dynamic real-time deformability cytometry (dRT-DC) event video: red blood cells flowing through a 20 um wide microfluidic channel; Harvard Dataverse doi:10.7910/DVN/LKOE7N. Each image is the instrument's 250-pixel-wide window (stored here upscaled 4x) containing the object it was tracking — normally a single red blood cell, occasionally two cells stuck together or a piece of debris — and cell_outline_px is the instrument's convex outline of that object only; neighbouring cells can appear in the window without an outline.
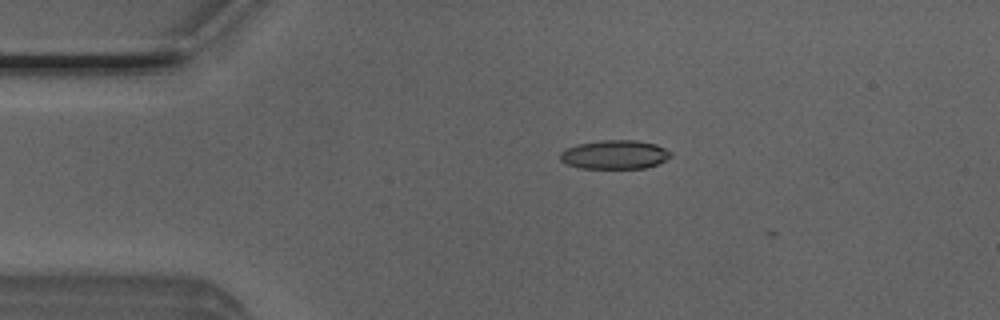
{"species": "Egyptian fruit bat (a non-hibernating species)", "species_latin": "Rousettus aegyptiacus", "temperature_condition": "room temperature", "stored_images_in_passage": 4, "camera_frame_rate_fps": 3000, "um_per_image_px": 0.085, "animal": {"sex": "male"}, "frame": {"image": 1, "passage_image": 3, "time_ms": 0.667, "image_size_px": [1000, 320], "cell_outline_px": [[672, 156], [656, 164], [644, 168], [580, 168], [568, 164], [560, 160], [560, 152], [564, 148], [576, 144], [600, 140], [636, 140], [656, 144], [672, 152]], "centroid_in_image_um": [52.22, 13.13], "position_along_channel_um": 32.8, "area_um2": 18.67}}